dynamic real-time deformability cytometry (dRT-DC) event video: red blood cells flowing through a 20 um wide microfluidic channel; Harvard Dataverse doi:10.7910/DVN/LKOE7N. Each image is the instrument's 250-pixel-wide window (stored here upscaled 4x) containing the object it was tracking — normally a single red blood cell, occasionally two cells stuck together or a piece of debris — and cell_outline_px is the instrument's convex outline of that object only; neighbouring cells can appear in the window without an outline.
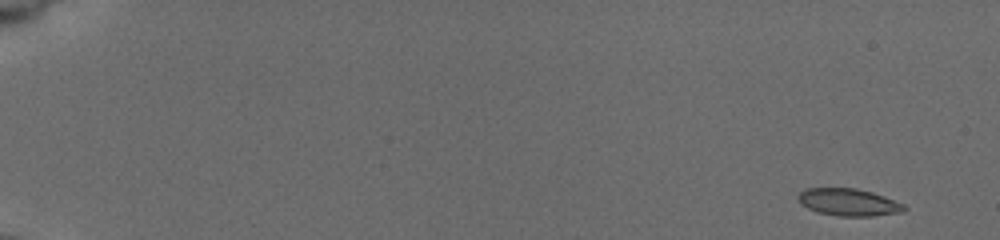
{"species": "common noctule bat (a hibernating species)", "species_latin": "Nyctalus noctula", "temperature_condition": "cold", "stored_images_in_passage": 79, "camera_frame_rate_fps": 3000, "um_per_image_px": 0.085, "animal": {"sex": "female", "body_mass_g": 19.5, "forearm_length_mm": 54.1}, "frame": {"image": 1, "passage_image": 1, "time_ms": 0.0, "image_size_px": [1000, 240], "cell_outline_px": [[908, 208], [904, 212], [872, 216], [836, 216], [816, 212], [800, 204], [796, 196], [804, 188], [856, 188], [872, 192], [884, 196], [904, 204]], "centroid_in_image_um": [72.12, 17.19], "position_along_channel_um": 12.9, "area_um2": 17.11}}
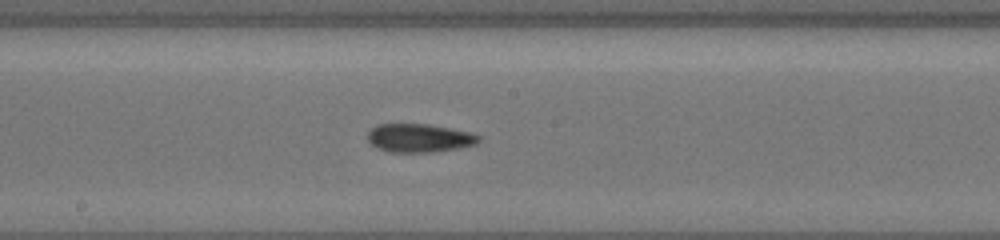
{"frame": {"image": 2, "passage_image": 38, "time_ms": 10.0, "image_size_px": [1000, 240], "cell_outline_px": [[480, 140], [476, 144], [460, 148], [432, 152], [388, 152], [376, 148], [368, 140], [368, 132], [376, 124], [428, 124], [468, 132], [480, 136]], "centroid_in_image_um": [35.61, 11.74], "position_along_channel_um": 212.6, "area_um2": 18.38}}
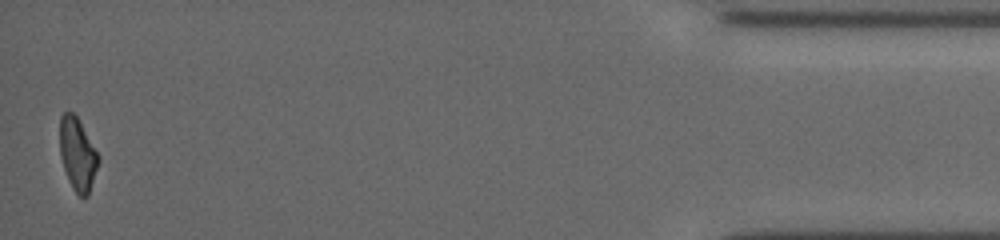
{"frame": {"image": 3, "passage_image": 78, "time_ms": 17.667, "image_size_px": [1000, 240], "cell_outline_px": [[100, 160], [88, 196], [84, 200], [72, 188], [64, 168], [60, 156], [60, 116], [64, 112], [72, 112], [76, 116], [100, 156]], "centroid_in_image_um": [6.6, 13.14], "position_along_channel_um": 428.6, "area_um2": 16.3}, "authors_computed_cell_mechanics": {"area_um2": 17.3978, "velocity_mm_per_s": 3.7634, "shape_relaxation_time_tau1_ms": 5.5446, "shape_relaxation_time_tau2_ms": 7.6931, "deformation_change_tau1": 0.1397, "deformation_change_tau2": 0.1544}}